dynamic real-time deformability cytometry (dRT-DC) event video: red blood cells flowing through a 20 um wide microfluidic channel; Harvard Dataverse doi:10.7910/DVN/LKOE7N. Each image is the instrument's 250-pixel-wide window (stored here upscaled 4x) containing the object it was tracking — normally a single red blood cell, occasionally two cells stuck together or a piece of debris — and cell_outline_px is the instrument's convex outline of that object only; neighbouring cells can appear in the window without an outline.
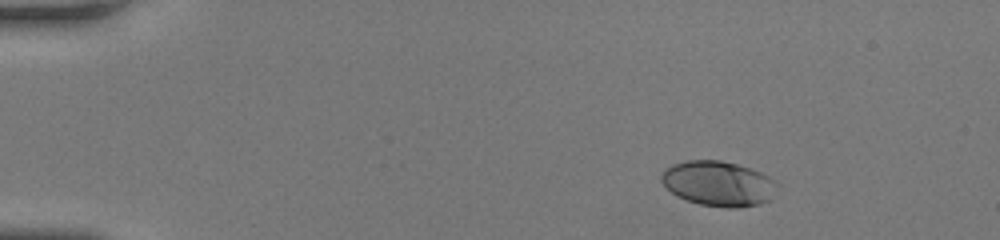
{"species": "human", "species_latin": "Homo sapiens", "temperature_condition": "room temperature", "stored_images_in_passage": 44, "camera_frame_rate_fps": 3000, "um_per_image_px": 0.085, "donor": {"sex": "female"}, "frame": {"image": 1, "passage_image": 1, "time_ms": 0.0, "image_size_px": [1000, 240], "cell_outline_px": [[780, 184], [768, 200], [760, 204], [740, 208], [728, 208], [700, 204], [676, 196], [660, 180], [660, 176], [664, 168], [672, 164], [688, 160], [720, 160], [736, 164], [760, 172], [776, 180]], "centroid_in_image_um": [61.06, 15.6], "position_along_channel_um": 23.9, "area_um2": 30.46}}
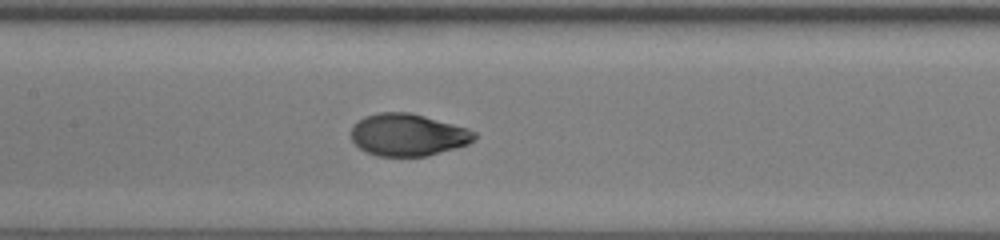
{"frame": {"image": 2, "passage_image": 19, "time_ms": 6.0, "image_size_px": [1000, 240], "cell_outline_px": [[476, 136], [468, 144], [428, 156], [376, 156], [364, 152], [352, 140], [352, 124], [364, 116], [380, 112], [408, 112], [424, 116], [468, 128], [476, 132]], "centroid_in_image_um": [34.65, 11.46], "position_along_channel_um": 172.8, "area_um2": 30.35}}
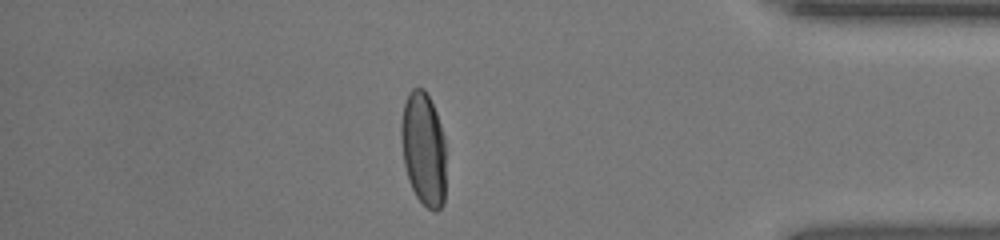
{"frame": {"image": 3, "passage_image": 37, "time_ms": 12.0, "image_size_px": [1000, 240], "cell_outline_px": [[444, 204], [436, 212], [428, 208], [416, 196], [408, 180], [404, 164], [400, 136], [400, 124], [404, 104], [408, 92], [412, 88], [424, 88], [436, 112], [440, 124], [444, 140]], "centroid_in_image_um": [35.97, 12.64], "position_along_channel_um": 399.2, "area_um2": 29.59}, "authors_computed_cell_mechanics": {"area_um2": 30.634, "velocity_mm_per_s": 4.2436, "shape_relaxation_time_tau1_ms": 3.2008, "shape_relaxation_time_tau2_ms": null, "deformation_change_tau1": 0.1781, "deformation_change_tau2": null}}